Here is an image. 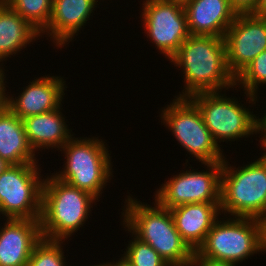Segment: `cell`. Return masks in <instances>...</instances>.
<instances>
[{"label": "cell", "mask_w": 266, "mask_h": 266, "mask_svg": "<svg viewBox=\"0 0 266 266\" xmlns=\"http://www.w3.org/2000/svg\"><path fill=\"white\" fill-rule=\"evenodd\" d=\"M229 2L237 13H251L258 0H229Z\"/></svg>", "instance_id": "26"}, {"label": "cell", "mask_w": 266, "mask_h": 266, "mask_svg": "<svg viewBox=\"0 0 266 266\" xmlns=\"http://www.w3.org/2000/svg\"><path fill=\"white\" fill-rule=\"evenodd\" d=\"M265 116L260 119H258V132L261 131V133H264L262 134L263 135V138L261 136L260 140L261 139H266V113L264 114Z\"/></svg>", "instance_id": "30"}, {"label": "cell", "mask_w": 266, "mask_h": 266, "mask_svg": "<svg viewBox=\"0 0 266 266\" xmlns=\"http://www.w3.org/2000/svg\"><path fill=\"white\" fill-rule=\"evenodd\" d=\"M176 229L195 252L204 242L220 214V203H191L170 209Z\"/></svg>", "instance_id": "16"}, {"label": "cell", "mask_w": 266, "mask_h": 266, "mask_svg": "<svg viewBox=\"0 0 266 266\" xmlns=\"http://www.w3.org/2000/svg\"><path fill=\"white\" fill-rule=\"evenodd\" d=\"M109 266H132L127 259H125V257H122L118 262L116 263H111L109 264Z\"/></svg>", "instance_id": "31"}, {"label": "cell", "mask_w": 266, "mask_h": 266, "mask_svg": "<svg viewBox=\"0 0 266 266\" xmlns=\"http://www.w3.org/2000/svg\"><path fill=\"white\" fill-rule=\"evenodd\" d=\"M205 165L209 171L187 170L173 176L157 191L155 201L169 210L183 204L220 203L222 162Z\"/></svg>", "instance_id": "11"}, {"label": "cell", "mask_w": 266, "mask_h": 266, "mask_svg": "<svg viewBox=\"0 0 266 266\" xmlns=\"http://www.w3.org/2000/svg\"><path fill=\"white\" fill-rule=\"evenodd\" d=\"M214 222L193 256H203L234 264L262 251L260 223L256 218L234 217ZM220 222V223H219Z\"/></svg>", "instance_id": "6"}, {"label": "cell", "mask_w": 266, "mask_h": 266, "mask_svg": "<svg viewBox=\"0 0 266 266\" xmlns=\"http://www.w3.org/2000/svg\"><path fill=\"white\" fill-rule=\"evenodd\" d=\"M36 164L9 165L0 174V212L7 219H40L43 180Z\"/></svg>", "instance_id": "8"}, {"label": "cell", "mask_w": 266, "mask_h": 266, "mask_svg": "<svg viewBox=\"0 0 266 266\" xmlns=\"http://www.w3.org/2000/svg\"><path fill=\"white\" fill-rule=\"evenodd\" d=\"M64 85L59 77H40L30 82L18 99L7 96V107L21 120L53 111L61 105Z\"/></svg>", "instance_id": "15"}, {"label": "cell", "mask_w": 266, "mask_h": 266, "mask_svg": "<svg viewBox=\"0 0 266 266\" xmlns=\"http://www.w3.org/2000/svg\"><path fill=\"white\" fill-rule=\"evenodd\" d=\"M170 60L182 67L185 75L186 90L179 98L235 86V77L226 64V46L222 37L190 35Z\"/></svg>", "instance_id": "1"}, {"label": "cell", "mask_w": 266, "mask_h": 266, "mask_svg": "<svg viewBox=\"0 0 266 266\" xmlns=\"http://www.w3.org/2000/svg\"><path fill=\"white\" fill-rule=\"evenodd\" d=\"M59 240H42L34 247L27 266H66Z\"/></svg>", "instance_id": "23"}, {"label": "cell", "mask_w": 266, "mask_h": 266, "mask_svg": "<svg viewBox=\"0 0 266 266\" xmlns=\"http://www.w3.org/2000/svg\"><path fill=\"white\" fill-rule=\"evenodd\" d=\"M94 266H109V263H107V264H99V265H94Z\"/></svg>", "instance_id": "34"}, {"label": "cell", "mask_w": 266, "mask_h": 266, "mask_svg": "<svg viewBox=\"0 0 266 266\" xmlns=\"http://www.w3.org/2000/svg\"><path fill=\"white\" fill-rule=\"evenodd\" d=\"M194 265L195 266H235L236 264L227 261L206 258L203 256H193L191 266Z\"/></svg>", "instance_id": "25"}, {"label": "cell", "mask_w": 266, "mask_h": 266, "mask_svg": "<svg viewBox=\"0 0 266 266\" xmlns=\"http://www.w3.org/2000/svg\"><path fill=\"white\" fill-rule=\"evenodd\" d=\"M176 98L162 110L163 122L181 146L201 163L223 162L220 146L213 140L198 107L189 98Z\"/></svg>", "instance_id": "7"}, {"label": "cell", "mask_w": 266, "mask_h": 266, "mask_svg": "<svg viewBox=\"0 0 266 266\" xmlns=\"http://www.w3.org/2000/svg\"><path fill=\"white\" fill-rule=\"evenodd\" d=\"M134 237L123 255L132 266H170L153 247Z\"/></svg>", "instance_id": "24"}, {"label": "cell", "mask_w": 266, "mask_h": 266, "mask_svg": "<svg viewBox=\"0 0 266 266\" xmlns=\"http://www.w3.org/2000/svg\"><path fill=\"white\" fill-rule=\"evenodd\" d=\"M226 64L236 77L255 57L266 50V18L238 13L224 35Z\"/></svg>", "instance_id": "12"}, {"label": "cell", "mask_w": 266, "mask_h": 266, "mask_svg": "<svg viewBox=\"0 0 266 266\" xmlns=\"http://www.w3.org/2000/svg\"><path fill=\"white\" fill-rule=\"evenodd\" d=\"M65 151V169L54 176L60 181L86 191L96 199L111 175L108 150L99 139L70 138L62 147ZM100 193V194H99Z\"/></svg>", "instance_id": "5"}, {"label": "cell", "mask_w": 266, "mask_h": 266, "mask_svg": "<svg viewBox=\"0 0 266 266\" xmlns=\"http://www.w3.org/2000/svg\"><path fill=\"white\" fill-rule=\"evenodd\" d=\"M189 99L198 107L217 145L220 139L235 141L258 132V119L236 100L221 96L218 91L194 94Z\"/></svg>", "instance_id": "9"}, {"label": "cell", "mask_w": 266, "mask_h": 266, "mask_svg": "<svg viewBox=\"0 0 266 266\" xmlns=\"http://www.w3.org/2000/svg\"><path fill=\"white\" fill-rule=\"evenodd\" d=\"M7 220L0 230V266H27L34 247L43 238L40 219Z\"/></svg>", "instance_id": "13"}, {"label": "cell", "mask_w": 266, "mask_h": 266, "mask_svg": "<svg viewBox=\"0 0 266 266\" xmlns=\"http://www.w3.org/2000/svg\"><path fill=\"white\" fill-rule=\"evenodd\" d=\"M258 219L266 210V158L234 170L222 162L220 211Z\"/></svg>", "instance_id": "4"}, {"label": "cell", "mask_w": 266, "mask_h": 266, "mask_svg": "<svg viewBox=\"0 0 266 266\" xmlns=\"http://www.w3.org/2000/svg\"><path fill=\"white\" fill-rule=\"evenodd\" d=\"M4 71L0 67V109L7 107V95L5 93Z\"/></svg>", "instance_id": "28"}, {"label": "cell", "mask_w": 266, "mask_h": 266, "mask_svg": "<svg viewBox=\"0 0 266 266\" xmlns=\"http://www.w3.org/2000/svg\"><path fill=\"white\" fill-rule=\"evenodd\" d=\"M143 5L145 31L170 60L190 36L183 1L146 0Z\"/></svg>", "instance_id": "10"}, {"label": "cell", "mask_w": 266, "mask_h": 266, "mask_svg": "<svg viewBox=\"0 0 266 266\" xmlns=\"http://www.w3.org/2000/svg\"><path fill=\"white\" fill-rule=\"evenodd\" d=\"M258 220L260 223L261 247L263 251H266V210Z\"/></svg>", "instance_id": "27"}, {"label": "cell", "mask_w": 266, "mask_h": 266, "mask_svg": "<svg viewBox=\"0 0 266 266\" xmlns=\"http://www.w3.org/2000/svg\"><path fill=\"white\" fill-rule=\"evenodd\" d=\"M128 197L123 212L128 231L153 247L170 266H191L194 252L181 238L170 210L157 201L151 207Z\"/></svg>", "instance_id": "2"}, {"label": "cell", "mask_w": 266, "mask_h": 266, "mask_svg": "<svg viewBox=\"0 0 266 266\" xmlns=\"http://www.w3.org/2000/svg\"><path fill=\"white\" fill-rule=\"evenodd\" d=\"M23 121L8 107L0 109V158L10 165L35 163Z\"/></svg>", "instance_id": "18"}, {"label": "cell", "mask_w": 266, "mask_h": 266, "mask_svg": "<svg viewBox=\"0 0 266 266\" xmlns=\"http://www.w3.org/2000/svg\"><path fill=\"white\" fill-rule=\"evenodd\" d=\"M60 113L59 107L53 111L22 119L25 133L33 150L43 147L59 149L72 137Z\"/></svg>", "instance_id": "19"}, {"label": "cell", "mask_w": 266, "mask_h": 266, "mask_svg": "<svg viewBox=\"0 0 266 266\" xmlns=\"http://www.w3.org/2000/svg\"><path fill=\"white\" fill-rule=\"evenodd\" d=\"M40 32L0 0V62L32 42ZM2 60V61H1Z\"/></svg>", "instance_id": "20"}, {"label": "cell", "mask_w": 266, "mask_h": 266, "mask_svg": "<svg viewBox=\"0 0 266 266\" xmlns=\"http://www.w3.org/2000/svg\"><path fill=\"white\" fill-rule=\"evenodd\" d=\"M190 35H212L224 38L237 11L229 0H184Z\"/></svg>", "instance_id": "14"}, {"label": "cell", "mask_w": 266, "mask_h": 266, "mask_svg": "<svg viewBox=\"0 0 266 266\" xmlns=\"http://www.w3.org/2000/svg\"><path fill=\"white\" fill-rule=\"evenodd\" d=\"M237 83L244 86L246 96L248 95L251 103L255 104V94L257 93V85L266 84V50L260 53L254 60L246 66L236 77Z\"/></svg>", "instance_id": "22"}, {"label": "cell", "mask_w": 266, "mask_h": 266, "mask_svg": "<svg viewBox=\"0 0 266 266\" xmlns=\"http://www.w3.org/2000/svg\"><path fill=\"white\" fill-rule=\"evenodd\" d=\"M96 200L90 193L60 181L54 175L43 179L40 227L47 240H66L83 226Z\"/></svg>", "instance_id": "3"}, {"label": "cell", "mask_w": 266, "mask_h": 266, "mask_svg": "<svg viewBox=\"0 0 266 266\" xmlns=\"http://www.w3.org/2000/svg\"><path fill=\"white\" fill-rule=\"evenodd\" d=\"M97 2L96 0H53L51 19L45 29L47 31L43 33L50 34L56 45L61 48L86 24Z\"/></svg>", "instance_id": "17"}, {"label": "cell", "mask_w": 266, "mask_h": 266, "mask_svg": "<svg viewBox=\"0 0 266 266\" xmlns=\"http://www.w3.org/2000/svg\"><path fill=\"white\" fill-rule=\"evenodd\" d=\"M10 164L7 163L4 159L0 158V174L9 166Z\"/></svg>", "instance_id": "32"}, {"label": "cell", "mask_w": 266, "mask_h": 266, "mask_svg": "<svg viewBox=\"0 0 266 266\" xmlns=\"http://www.w3.org/2000/svg\"><path fill=\"white\" fill-rule=\"evenodd\" d=\"M251 14L260 18H266V0H258Z\"/></svg>", "instance_id": "29"}, {"label": "cell", "mask_w": 266, "mask_h": 266, "mask_svg": "<svg viewBox=\"0 0 266 266\" xmlns=\"http://www.w3.org/2000/svg\"><path fill=\"white\" fill-rule=\"evenodd\" d=\"M40 33L48 27L53 0H4Z\"/></svg>", "instance_id": "21"}, {"label": "cell", "mask_w": 266, "mask_h": 266, "mask_svg": "<svg viewBox=\"0 0 266 266\" xmlns=\"http://www.w3.org/2000/svg\"><path fill=\"white\" fill-rule=\"evenodd\" d=\"M261 144H262V147L264 148V150L266 149V139H262L261 140ZM263 156L266 158V152L263 154Z\"/></svg>", "instance_id": "33"}]
</instances>
